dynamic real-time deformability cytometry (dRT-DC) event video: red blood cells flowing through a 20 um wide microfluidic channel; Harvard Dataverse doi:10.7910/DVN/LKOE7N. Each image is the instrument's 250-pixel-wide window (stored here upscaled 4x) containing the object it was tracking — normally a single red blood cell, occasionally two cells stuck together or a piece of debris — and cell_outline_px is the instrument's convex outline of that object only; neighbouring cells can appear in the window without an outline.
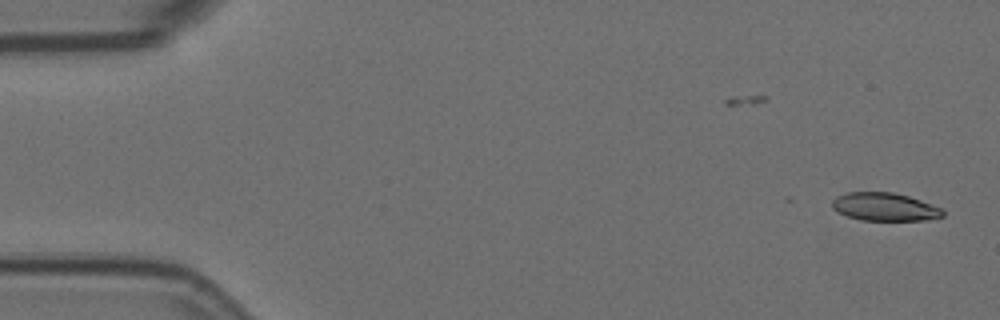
{"species": "Egyptian fruit bat (a non-hibernating species)", "species_latin": "Rousettus aegyptiacus", "temperature_condition": "room temperature", "stored_images_in_passage": 16, "camera_frame_rate_fps": 3000, "um_per_image_px": 0.085, "animal": {"sex": "female"}, "frame": {"image": 1, "passage_image": 1, "time_ms": 0.0, "image_size_px": [1000, 320], "cell_outline_px": [[944, 216], [924, 220], [860, 220], [836, 212], [832, 208], [832, 200], [836, 196], [844, 192], [892, 192], [908, 196], [920, 200], [940, 208], [944, 212]], "centroid_in_image_um": [75.14, 17.58], "position_along_channel_um": 9.9, "area_um2": 18.09}}
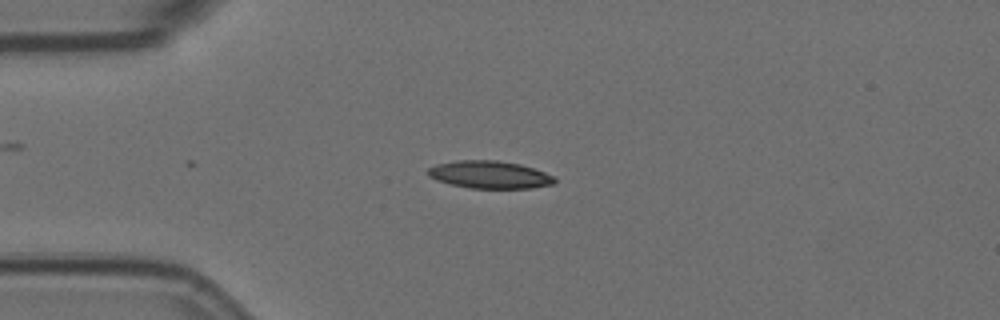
{"frame": {"image": 2, "passage_image": 13, "time_ms": 4.0, "image_size_px": [1000, 320], "cell_outline_px": [[556, 184], [532, 188], [468, 188], [436, 180], [428, 176], [428, 168], [436, 164], [456, 160], [496, 160], [520, 164], [556, 176]], "centroid_in_image_um": [41.64, 14.85], "position_along_channel_um": 43.4, "area_um2": 20.46}}